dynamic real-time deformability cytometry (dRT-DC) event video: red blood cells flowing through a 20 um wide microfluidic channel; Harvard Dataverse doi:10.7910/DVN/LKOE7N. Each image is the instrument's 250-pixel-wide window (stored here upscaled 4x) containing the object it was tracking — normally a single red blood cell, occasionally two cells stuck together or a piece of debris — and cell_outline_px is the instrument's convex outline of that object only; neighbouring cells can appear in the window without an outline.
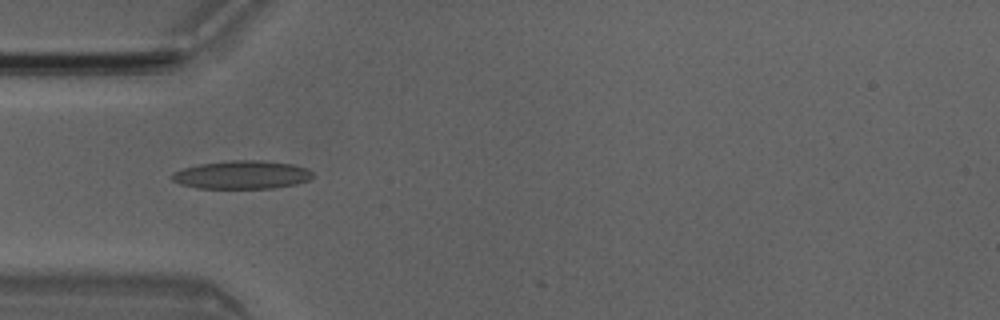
{"species": "Egyptian fruit bat (a non-hibernating species)", "species_latin": "Rousettus aegyptiacus", "temperature_condition": "room temperature", "stored_images_in_passage": 8, "camera_frame_rate_fps": 3000, "um_per_image_px": 0.085, "animal": {"sex": "male"}, "frame": {"image": 1, "passage_image": 4, "time_ms": 1.0, "image_size_px": [1000, 320], "cell_outline_px": [[312, 176], [308, 180], [296, 184], [272, 188], [196, 188], [180, 184], [172, 180], [172, 172], [196, 164], [232, 160], [260, 160], [292, 164], [308, 168], [312, 172]], "centroid_in_image_um": [20.54, 14.85], "position_along_channel_um": 64.5, "area_um2": 23.24}}
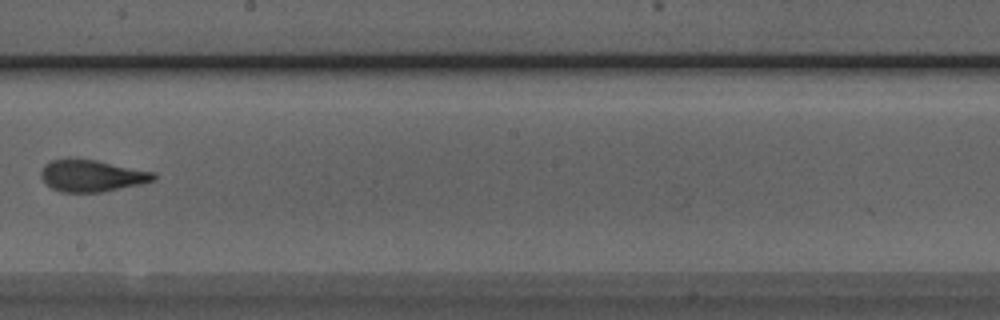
{"frame": {"image": 2, "passage_image": 8, "time_ms": 2.333, "image_size_px": [1000, 320], "cell_outline_px": [[156, 180], [140, 184], [100, 192], [60, 192], [52, 188], [40, 176], [40, 172], [44, 164], [52, 160], [68, 156], [96, 160], [156, 172]], "centroid_in_image_um": [7.78, 14.9], "position_along_channel_um": 240.4, "area_um2": 21.21}}